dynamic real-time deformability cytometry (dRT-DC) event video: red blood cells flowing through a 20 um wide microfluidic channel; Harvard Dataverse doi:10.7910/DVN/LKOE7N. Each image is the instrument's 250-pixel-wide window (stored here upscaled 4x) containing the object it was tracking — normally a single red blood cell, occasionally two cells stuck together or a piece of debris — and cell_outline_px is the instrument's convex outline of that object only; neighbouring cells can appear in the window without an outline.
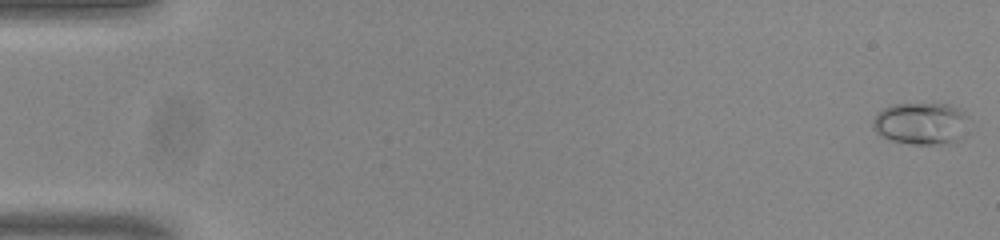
{"species": "common noctule bat (a hibernating species)", "species_latin": "Nyctalus noctula", "temperature_condition": "room temperature", "stored_images_in_passage": 8, "camera_frame_rate_fps": 3000, "um_per_image_px": 0.085, "animal": {"sex": "male", "body_mass_g": 20.0, "forearm_length_mm": 53.3}, "frame": {"image": 1, "passage_image": 1, "time_ms": 0.0, "image_size_px": [1000, 240], "cell_outline_px": [[968, 116], [964, 136], [956, 144], [912, 144], [888, 140], [880, 136], [872, 128], [872, 120], [876, 112], [892, 104], [948, 104], [964, 112]], "centroid_in_image_um": [78.27, 10.52], "position_along_channel_um": 6.7, "area_um2": 24.04}}